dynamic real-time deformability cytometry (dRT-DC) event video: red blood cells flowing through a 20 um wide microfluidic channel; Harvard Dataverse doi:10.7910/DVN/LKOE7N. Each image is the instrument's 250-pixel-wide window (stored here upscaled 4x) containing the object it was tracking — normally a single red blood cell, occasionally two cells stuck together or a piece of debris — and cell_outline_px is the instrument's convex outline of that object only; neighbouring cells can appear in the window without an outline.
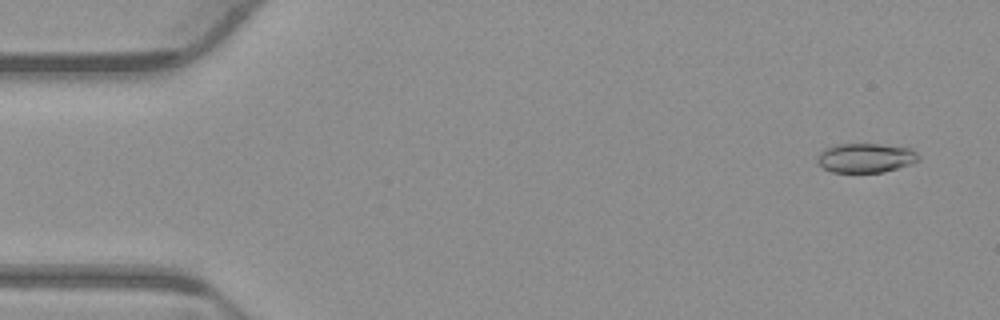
{"species": "common noctule bat (a hibernating species)", "species_latin": "Nyctalus noctula", "temperature_condition": "warm", "stored_images_in_passage": 52, "camera_frame_rate_fps": 3000, "um_per_image_px": 0.085, "animal": {"sex": "male", "body_mass_g": 23.1, "forearm_length_mm": 52.7}, "frame": {"image": 1, "passage_image": 2, "time_ms": 0.333, "image_size_px": [1000, 320], "cell_outline_px": [[920, 160], [884, 172], [832, 172], [816, 164], [816, 156], [824, 148], [832, 144], [880, 144], [912, 148], [920, 156]], "centroid_in_image_um": [73.53, 13.41], "position_along_channel_um": 11.5, "area_um2": 17.51}}
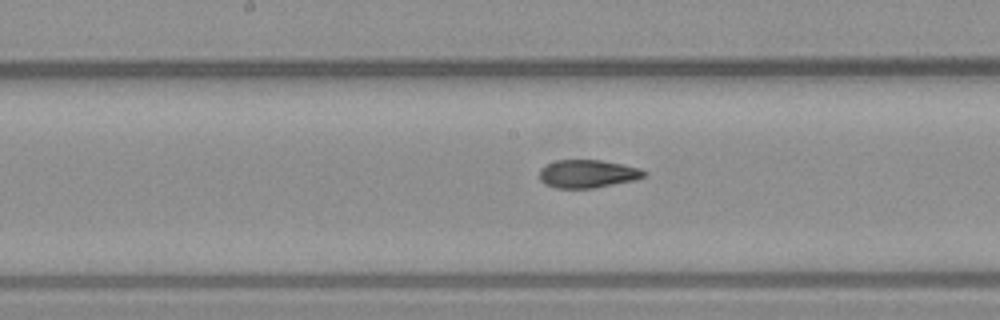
{"frame": {"image": 2, "passage_image": 26, "time_ms": 8.333, "image_size_px": [1000, 320], "cell_outline_px": [[648, 172], [644, 176], [632, 180], [592, 188], [556, 188], [544, 184], [540, 180], [540, 168], [556, 160], [600, 160], [624, 164], [640, 168]], "centroid_in_image_um": [49.93, 14.76], "position_along_channel_um": 198.3, "area_um2": 16.99}}
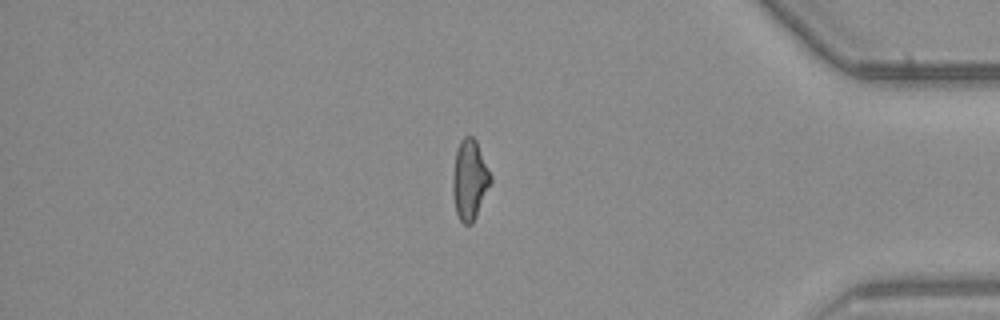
{"frame": {"image": 3, "passage_image": 44, "time_ms": 14.333, "image_size_px": [1000, 320], "cell_outline_px": [[492, 180], [476, 216], [472, 224], [464, 224], [460, 220], [456, 212], [452, 192], [452, 180], [456, 148], [460, 140], [464, 136], [472, 136], [476, 140], [492, 176]], "centroid_in_image_um": [39.91, 15.26], "position_along_channel_um": 395.3, "area_um2": 17.69}, "authors_computed_cell_mechanics": {"area_um2": 17.629, "velocity_mm_per_s": 3.8538, "shape_relaxation_time_tau1_ms": null, "shape_relaxation_time_tau2_ms": 2.3414, "deformation_change_tau1": null, "deformation_change_tau2": 0.0827}}